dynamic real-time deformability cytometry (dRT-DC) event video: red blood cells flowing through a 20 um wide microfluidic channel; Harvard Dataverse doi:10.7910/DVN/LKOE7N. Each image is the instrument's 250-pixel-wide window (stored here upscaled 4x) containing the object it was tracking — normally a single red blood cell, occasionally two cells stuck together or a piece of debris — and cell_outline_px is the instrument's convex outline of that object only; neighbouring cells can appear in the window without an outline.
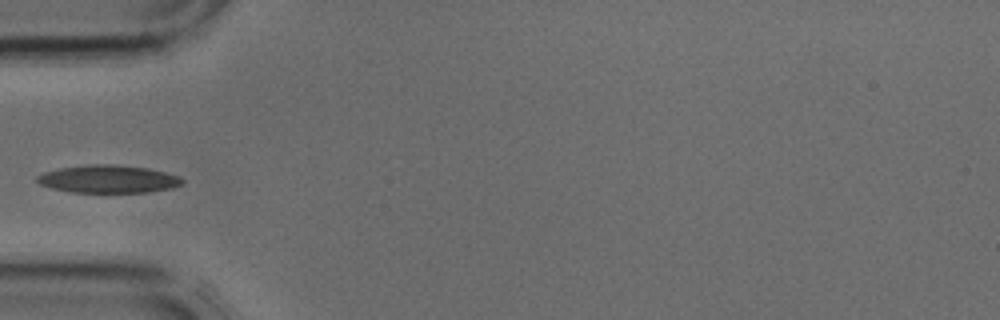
{"species": "common noctule bat (a hibernating species)", "species_latin": "Nyctalus noctula", "temperature_condition": "cold", "stored_images_in_passage": 4, "camera_frame_rate_fps": 3000, "um_per_image_px": 0.085, "animal": {"sex": "male", "body_mass_g": 17.9, "forearm_length_mm": 54.2}, "frame": {"image": 1, "passage_image": 4, "time_ms": 1.0, "image_size_px": [1000, 320], "cell_outline_px": [[184, 184], [172, 188], [148, 192], [72, 192], [52, 188], [40, 184], [36, 180], [36, 176], [44, 172], [60, 168], [88, 164], [116, 164], [148, 168], [180, 176], [184, 180]], "centroid_in_image_um": [9.23, 15.21], "position_along_channel_um": 75.8, "area_um2": 23.58}}